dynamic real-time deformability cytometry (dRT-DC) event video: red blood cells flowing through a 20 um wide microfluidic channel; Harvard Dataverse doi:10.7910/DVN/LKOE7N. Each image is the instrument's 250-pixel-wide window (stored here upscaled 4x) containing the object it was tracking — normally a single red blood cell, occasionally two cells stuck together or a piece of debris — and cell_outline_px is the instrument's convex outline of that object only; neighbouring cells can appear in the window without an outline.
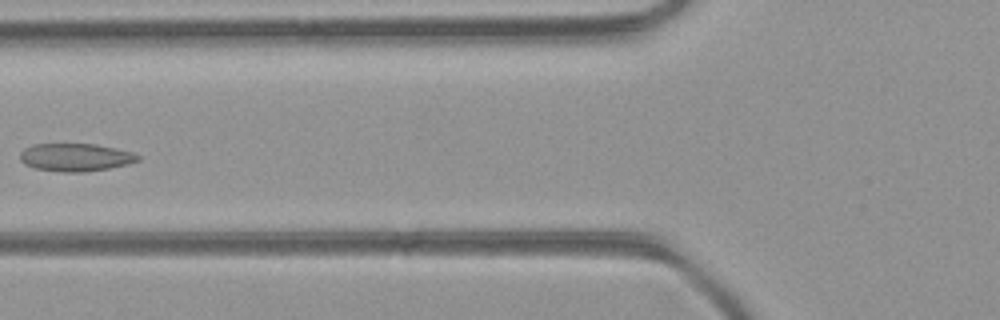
{"species": "common noctule bat (a hibernating species)", "species_latin": "Nyctalus noctula", "temperature_condition": "room temperature", "stored_images_in_passage": 4, "camera_frame_rate_fps": 3000, "um_per_image_px": 0.085, "animal": {"sex": "female", "body_mass_g": 21.9}, "frame": {"image": 1, "passage_image": 4, "time_ms": 1.0, "image_size_px": [1000, 320], "cell_outline_px": [[140, 160], [128, 164], [108, 168], [84, 172], [64, 172], [32, 168], [24, 164], [20, 160], [20, 152], [24, 148], [32, 144], [96, 144], [116, 148], [132, 152], [140, 156]], "centroid_in_image_um": [6.4, 13.37], "position_along_channel_um": 119.4, "area_um2": 19.25}}